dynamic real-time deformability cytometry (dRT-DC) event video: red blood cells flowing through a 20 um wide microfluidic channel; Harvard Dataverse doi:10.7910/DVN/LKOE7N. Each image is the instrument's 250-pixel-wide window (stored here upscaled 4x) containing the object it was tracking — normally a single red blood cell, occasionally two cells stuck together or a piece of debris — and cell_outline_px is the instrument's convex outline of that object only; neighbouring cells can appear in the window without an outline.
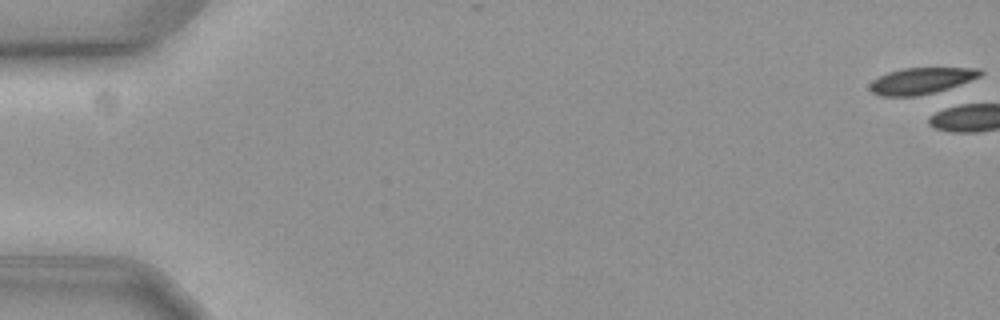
{"species": "common noctule bat (a hibernating species)", "species_latin": "Nyctalus noctula", "temperature_condition": "cold", "stored_images_in_passage": 4, "camera_frame_rate_fps": 3000, "um_per_image_px": 0.085, "animal": {"sex": "female", "body_mass_g": 19.3, "forearm_length_mm": 54.1}, "frame": {"image": 1, "passage_image": 1, "time_ms": 0.0, "image_size_px": [1000, 320], "cell_outline_px": [[984, 72], [980, 76], [960, 84], [948, 88], [916, 96], [884, 96], [872, 92], [868, 88], [872, 80], [888, 72], [904, 68], [980, 68]], "centroid_in_image_um": [78.29, 6.86], "position_along_channel_um": 6.7, "area_um2": 16.7}}